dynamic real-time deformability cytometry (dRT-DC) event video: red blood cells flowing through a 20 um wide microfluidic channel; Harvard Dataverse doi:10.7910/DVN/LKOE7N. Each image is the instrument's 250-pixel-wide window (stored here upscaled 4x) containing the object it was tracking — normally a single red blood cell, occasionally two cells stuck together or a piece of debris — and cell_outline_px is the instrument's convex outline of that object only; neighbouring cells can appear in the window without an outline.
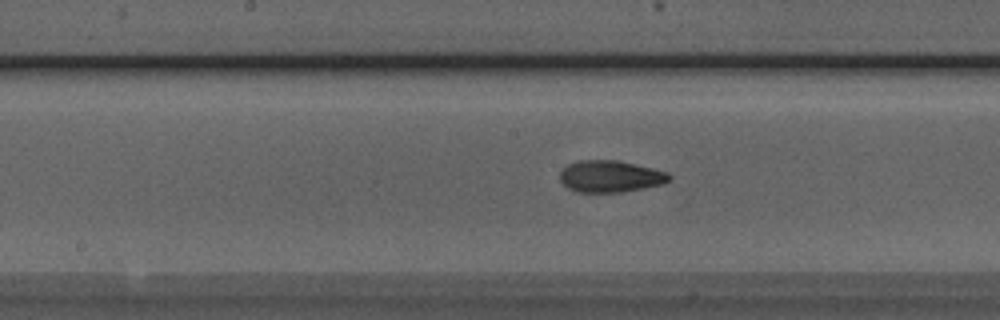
{"species": "Egyptian fruit bat (a non-hibernating species)", "species_latin": "Rousettus aegyptiacus", "temperature_condition": "room temperature", "stored_images_in_passage": 35, "camera_frame_rate_fps": 3000, "um_per_image_px": 0.085, "animal": {"sex": "male"}, "frame": {"image": 1, "passage_image": 10, "time_ms": 3.0, "image_size_px": [1000, 320], "cell_outline_px": [[672, 176], [664, 184], [644, 188], [620, 192], [576, 192], [568, 188], [560, 180], [560, 168], [568, 164], [580, 160], [616, 160], [652, 168], [668, 172]], "centroid_in_image_um": [51.86, 14.99], "position_along_channel_um": 196.3, "area_um2": 20.29}}
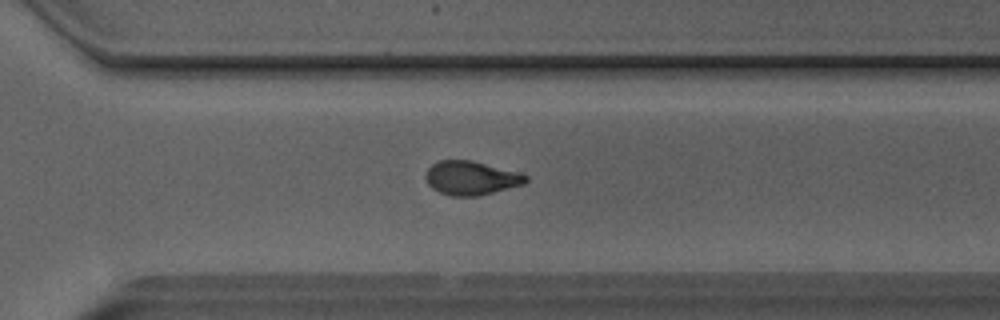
{"frame": {"image": 2, "passage_image": 20, "time_ms": 6.333, "image_size_px": [1000, 320], "cell_outline_px": [[528, 180], [524, 184], [476, 196], [452, 196], [440, 192], [432, 188], [428, 184], [424, 176], [428, 168], [436, 160], [472, 160], [516, 172], [528, 176]], "centroid_in_image_um": [39.99, 15.12], "position_along_channel_um": 330.6, "area_um2": 19.59}}
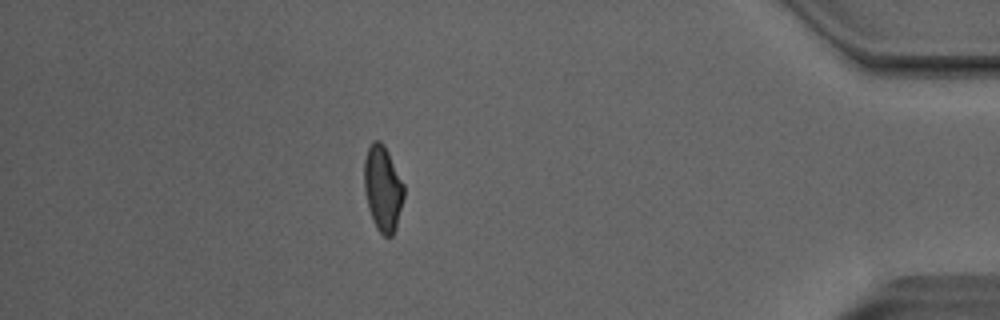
{"frame": {"image": 3, "passage_image": 29, "time_ms": 9.333, "image_size_px": [1000, 320], "cell_outline_px": [[404, 196], [396, 228], [392, 236], [384, 236], [376, 228], [372, 220], [368, 208], [364, 188], [364, 160], [368, 148], [372, 140], [380, 140], [384, 144], [404, 184]], "centroid_in_image_um": [32.53, 16.01], "position_along_channel_um": 402.7, "area_um2": 19.88}}